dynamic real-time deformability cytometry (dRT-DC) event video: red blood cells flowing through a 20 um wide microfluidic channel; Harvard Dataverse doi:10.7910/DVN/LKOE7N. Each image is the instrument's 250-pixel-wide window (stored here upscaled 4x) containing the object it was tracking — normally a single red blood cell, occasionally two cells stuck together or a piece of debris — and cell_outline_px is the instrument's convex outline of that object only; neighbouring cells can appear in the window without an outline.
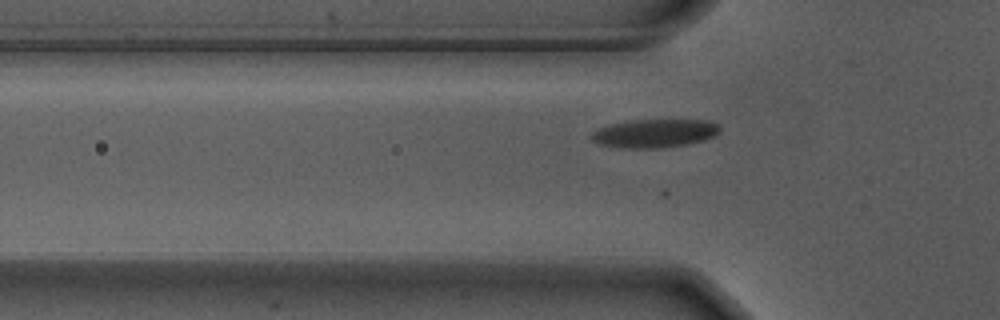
{"species": "Egyptian fruit bat (a non-hibernating species)", "species_latin": "Rousettus aegyptiacus", "temperature_condition": "warm", "stored_images_in_passage": 23, "camera_frame_rate_fps": 3000, "um_per_image_px": 0.085, "animal": {"sex": "male"}, "frame": {"image": 1, "passage_image": 2, "time_ms": 0.333, "image_size_px": [1000, 320], "cell_outline_px": [[720, 132], [704, 140], [684, 144], [660, 148], [628, 148], [600, 144], [592, 140], [592, 132], [600, 128], [612, 124], [632, 120], [708, 120], [720, 124]], "centroid_in_image_um": [55.69, 11.32], "position_along_channel_um": 70.1, "area_um2": 20.98}}
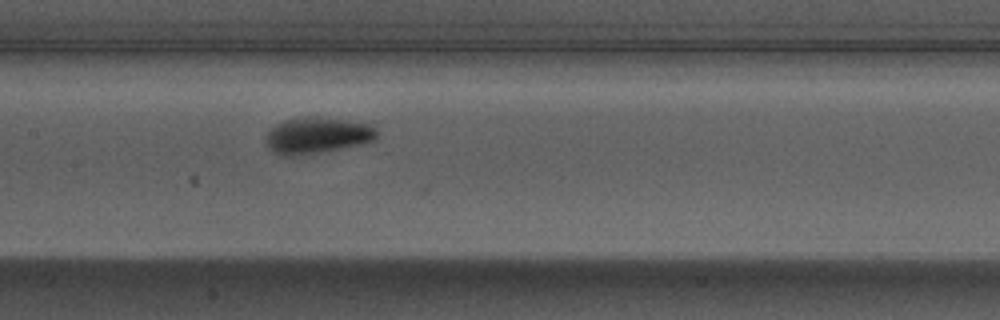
{"frame": {"image": 2, "passage_image": 11, "time_ms": 3.333, "image_size_px": [1000, 320], "cell_outline_px": [[376, 136], [372, 140], [340, 148], [296, 156], [284, 156], [268, 148], [264, 140], [264, 136], [276, 124], [284, 120], [300, 116], [312, 116], [372, 124], [376, 128]], "centroid_in_image_um": [26.88, 11.49], "position_along_channel_um": 180.5, "area_um2": 23.18}}
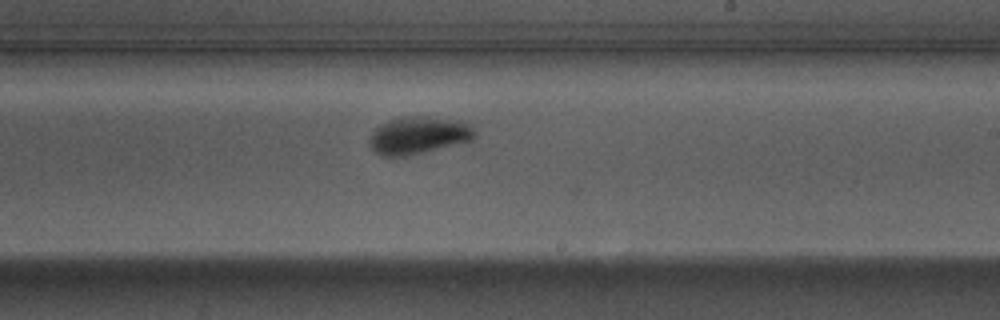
{"frame": {"image": 3, "passage_image": 17, "time_ms": 5.333, "image_size_px": [1000, 320], "cell_outline_px": [[476, 136], [472, 140], [424, 152], [404, 156], [384, 156], [376, 152], [368, 144], [368, 136], [380, 124], [396, 116], [424, 116], [468, 120], [472, 124], [476, 132]], "centroid_in_image_um": [35.6, 11.46], "position_along_channel_um": 253.4, "area_um2": 23.52}}